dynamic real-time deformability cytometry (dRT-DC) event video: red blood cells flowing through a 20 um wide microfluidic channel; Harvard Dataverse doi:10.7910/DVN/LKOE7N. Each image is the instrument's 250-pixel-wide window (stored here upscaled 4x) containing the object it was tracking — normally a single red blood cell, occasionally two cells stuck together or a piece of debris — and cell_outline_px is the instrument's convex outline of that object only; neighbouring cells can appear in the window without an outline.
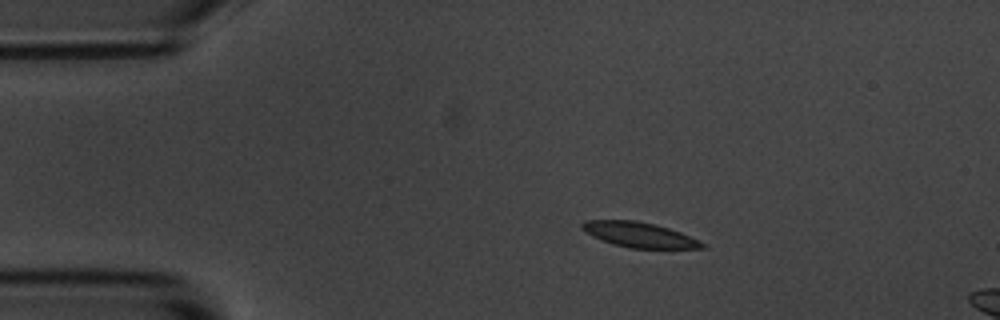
{"species": "common noctule bat (a hibernating species)", "species_latin": "Nyctalus noctula", "temperature_condition": "room temperature", "stored_images_in_passage": 4, "camera_frame_rate_fps": 3000, "um_per_image_px": 0.085, "animal": {"sex": "male", "body_mass_g": 20.1, "forearm_length_mm": 53.5}, "frame": {"image": 1, "passage_image": 2, "time_ms": 1.0, "image_size_px": [1000, 320], "cell_outline_px": [[708, 244], [704, 248], [628, 248], [612, 244], [592, 236], [580, 228], [580, 224], [584, 220], [636, 220], [668, 228], [680, 232]], "centroid_in_image_um": [54.31, 19.95], "position_along_channel_um": 30.7, "area_um2": 17.57}}